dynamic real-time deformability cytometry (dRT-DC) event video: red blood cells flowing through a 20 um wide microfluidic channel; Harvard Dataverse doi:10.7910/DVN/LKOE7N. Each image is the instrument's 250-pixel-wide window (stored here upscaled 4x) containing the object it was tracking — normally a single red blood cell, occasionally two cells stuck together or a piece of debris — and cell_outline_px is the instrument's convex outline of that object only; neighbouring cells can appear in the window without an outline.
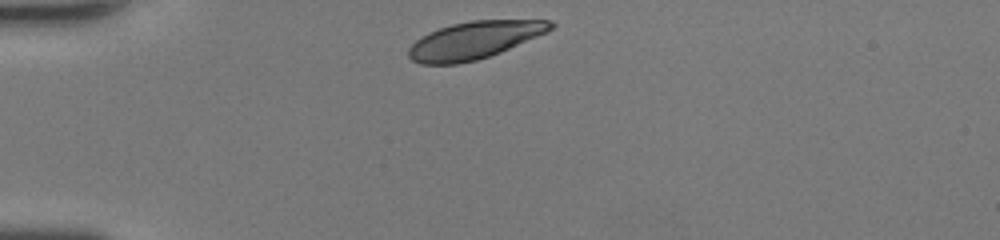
{"species": "human", "species_latin": "Homo sapiens", "temperature_condition": "room temperature", "stored_images_in_passage": 28, "camera_frame_rate_fps": 3000, "um_per_image_px": 0.085, "donor": {"sex": "female"}, "frame": {"image": 1, "passage_image": 1, "time_ms": 0.0, "image_size_px": [1000, 240], "cell_outline_px": [[556, 24], [548, 32], [500, 52], [476, 60], [456, 64], [420, 64], [412, 60], [408, 56], [408, 48], [420, 36], [428, 32], [452, 24], [472, 20], [552, 20]], "centroid_in_image_um": [40.31, 3.41], "position_along_channel_um": 44.7, "area_um2": 30.92}}
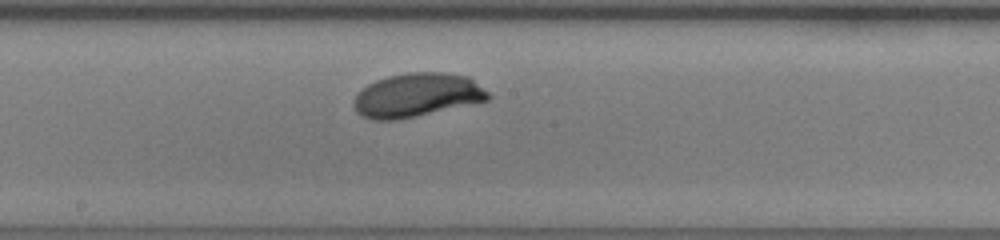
{"frame": {"image": 2, "passage_image": 15, "time_ms": 4.667, "image_size_px": [1000, 240], "cell_outline_px": [[492, 96], [488, 100], [416, 116], [396, 120], [372, 120], [360, 116], [356, 112], [352, 104], [352, 100], [368, 84], [376, 80], [388, 76], [408, 72], [444, 72], [472, 76]], "centroid_in_image_um": [35.45, 8.07], "position_along_channel_um": 212.7, "area_um2": 34.56}}
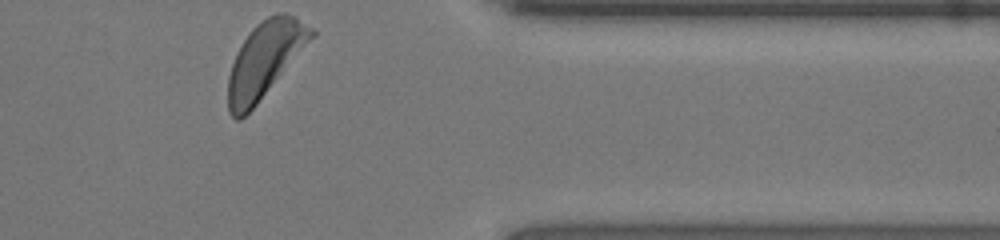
{"frame": {"image": 3, "passage_image": 28, "time_ms": 9.0, "image_size_px": [1000, 240], "cell_outline_px": [[316, 36], [256, 104], [240, 120], [236, 120], [228, 112], [228, 76], [232, 64], [244, 40], [252, 28], [256, 24], [268, 16], [276, 12], [284, 12], [296, 16], [312, 28], [316, 32]], "centroid_in_image_um": [22.54, 5.04], "position_along_channel_um": 388.9, "area_um2": 36.36}, "authors_computed_cell_mechanics": {"area_um2": 33.7552, "velocity_mm_per_s": 4.3486, "shape_relaxation_time_tau1_ms": 2.9904, "shape_relaxation_time_tau2_ms": null, "deformation_change_tau1": 0.172, "deformation_change_tau2": null}}